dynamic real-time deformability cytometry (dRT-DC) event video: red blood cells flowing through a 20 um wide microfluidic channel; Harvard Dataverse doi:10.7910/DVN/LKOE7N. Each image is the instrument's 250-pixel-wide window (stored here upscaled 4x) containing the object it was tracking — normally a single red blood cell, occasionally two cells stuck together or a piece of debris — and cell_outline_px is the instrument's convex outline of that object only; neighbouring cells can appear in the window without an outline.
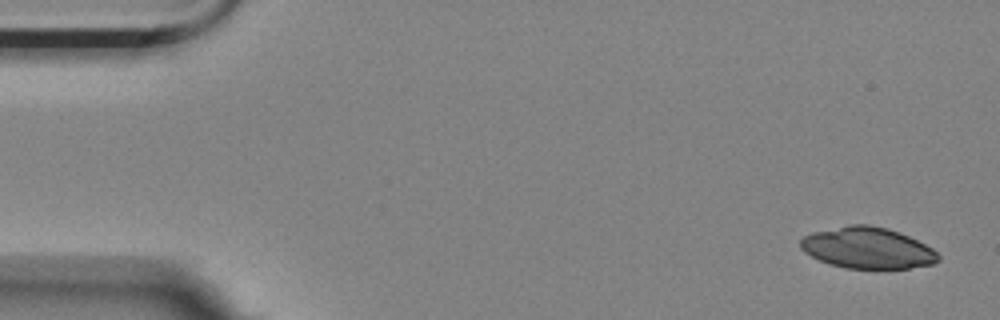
{"species": "Egyptian fruit bat (a non-hibernating species)", "species_latin": "Rousettus aegyptiacus", "temperature_condition": "room temperature", "stored_images_in_passage": 3, "camera_frame_rate_fps": 3000, "um_per_image_px": 0.085, "animal": {"sex": "female"}, "frame": {"image": 1, "passage_image": 1, "time_ms": 0.0, "image_size_px": [1000, 320], "cell_outline_px": [[940, 260], [932, 264], [908, 268], [844, 268], [828, 264], [804, 252], [800, 248], [800, 240], [804, 236], [812, 232], [848, 224], [868, 224], [888, 228], [908, 236], [932, 248], [940, 256]], "centroid_in_image_um": [73.71, 21.07], "position_along_channel_um": 11.3, "area_um2": 33.12}}